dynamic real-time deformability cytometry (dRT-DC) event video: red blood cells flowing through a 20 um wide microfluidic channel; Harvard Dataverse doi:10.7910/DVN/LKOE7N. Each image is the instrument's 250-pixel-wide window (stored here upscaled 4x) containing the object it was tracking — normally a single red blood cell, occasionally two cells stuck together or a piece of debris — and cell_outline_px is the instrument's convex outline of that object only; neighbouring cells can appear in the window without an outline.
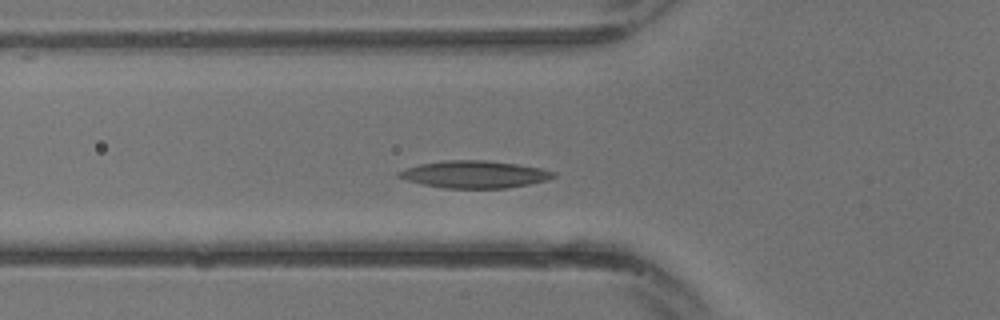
{"species": "common noctule bat (a hibernating species)", "species_latin": "Nyctalus noctula", "temperature_condition": "warm", "stored_images_in_passage": 16, "camera_frame_rate_fps": 3000, "um_per_image_px": 0.085, "animal": {"sex": "male", "body_mass_g": 13.3}, "frame": {"image": 1, "passage_image": 6, "time_ms": 1.667, "image_size_px": [1000, 320], "cell_outline_px": [[556, 176], [548, 180], [528, 184], [504, 188], [444, 188], [420, 184], [396, 176], [396, 172], [420, 164], [444, 160], [484, 160], [516, 164], [540, 168], [556, 172]], "centroid_in_image_um": [40.32, 14.82], "position_along_channel_um": 85.5, "area_um2": 24.45}}
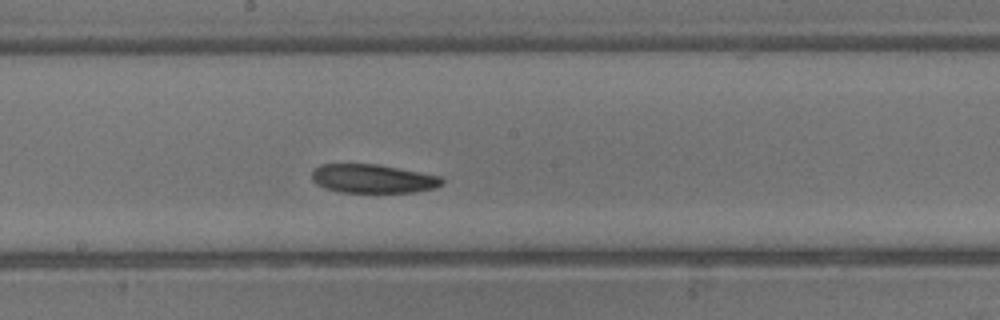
{"frame": {"image": 2, "passage_image": 12, "time_ms": 3.667, "image_size_px": [1000, 320], "cell_outline_px": [[444, 184], [436, 188], [416, 192], [340, 192], [324, 188], [316, 184], [312, 180], [312, 172], [320, 164], [376, 164], [440, 176], [444, 180]], "centroid_in_image_um": [31.7, 15.19], "position_along_channel_um": 216.5, "area_um2": 21.79}}
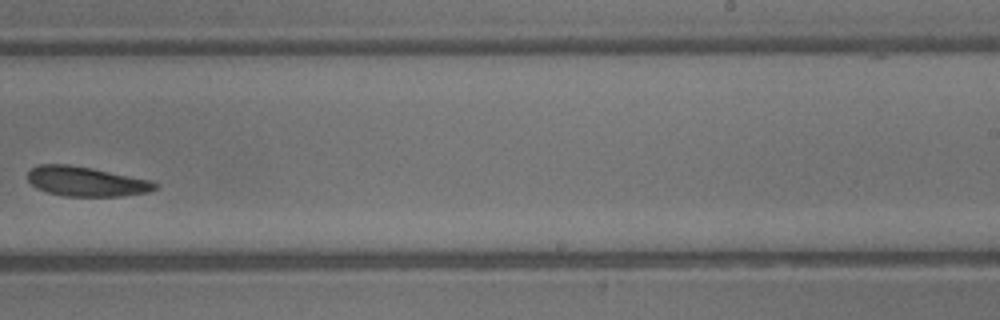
{"frame": {"image": 3, "passage_image": 15, "time_ms": 4.667, "image_size_px": [1000, 320], "cell_outline_px": [[160, 184], [156, 188], [148, 192], [124, 196], [64, 196], [48, 192], [36, 188], [28, 180], [28, 172], [32, 168], [40, 164], [68, 164], [92, 168], [152, 180]], "centroid_in_image_um": [7.35, 15.42], "position_along_channel_um": 281.6, "area_um2": 22.08}}